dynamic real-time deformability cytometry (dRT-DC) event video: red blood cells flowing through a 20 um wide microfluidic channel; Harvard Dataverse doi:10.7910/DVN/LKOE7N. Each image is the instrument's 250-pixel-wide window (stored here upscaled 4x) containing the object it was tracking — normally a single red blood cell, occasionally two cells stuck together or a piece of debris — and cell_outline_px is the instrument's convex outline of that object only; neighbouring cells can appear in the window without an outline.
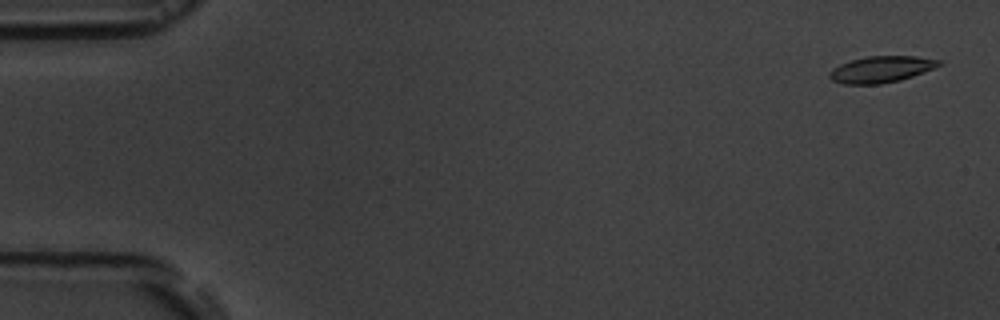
{"species": "common noctule bat (a hibernating species)", "species_latin": "Nyctalus noctula", "temperature_condition": "room temperature", "stored_images_in_passage": 7, "camera_frame_rate_fps": 3000, "um_per_image_px": 0.085, "animal": {"sex": "male", "body_mass_g": 19.5, "forearm_length_mm": 54.6}, "frame": {"image": 1, "passage_image": 1, "time_ms": 0.0, "image_size_px": [1000, 320], "cell_outline_px": [[944, 60], [940, 64], [932, 68], [912, 76], [900, 80], [880, 84], [844, 84], [832, 80], [828, 76], [828, 72], [832, 68], [840, 64], [852, 60], [868, 56], [916, 56]], "centroid_in_image_um": [74.87, 5.89], "position_along_channel_um": 10.1, "area_um2": 16.76}}
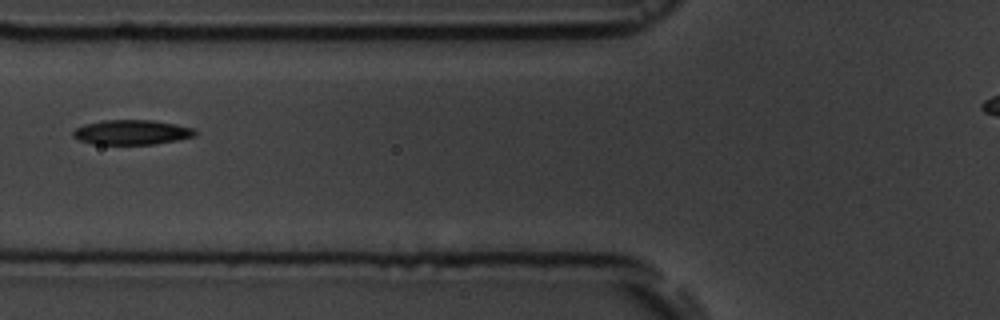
{"frame": {"image": 2, "passage_image": 7, "time_ms": 6.667, "image_size_px": [1000, 320], "cell_outline_px": [[196, 136], [156, 144], [92, 144], [80, 140], [72, 136], [72, 132], [76, 128], [84, 124], [104, 120], [152, 120], [176, 124], [192, 128], [196, 132]], "centroid_in_image_um": [11.18, 11.24], "position_along_channel_um": 114.6, "area_um2": 17.57}}